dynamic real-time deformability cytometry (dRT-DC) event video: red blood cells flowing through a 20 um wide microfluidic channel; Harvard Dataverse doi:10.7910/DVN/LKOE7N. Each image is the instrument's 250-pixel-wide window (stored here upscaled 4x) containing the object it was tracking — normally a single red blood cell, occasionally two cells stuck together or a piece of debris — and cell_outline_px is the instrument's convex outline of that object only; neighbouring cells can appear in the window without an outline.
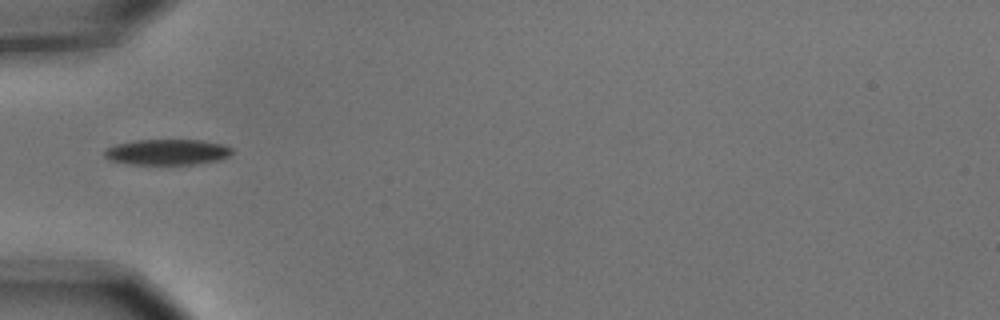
{"species": "common noctule bat (a hibernating species)", "species_latin": "Nyctalus noctula", "temperature_condition": "cold", "stored_images_in_passage": 3, "camera_frame_rate_fps": 3000, "um_per_image_px": 0.085, "animal": {"sex": "male", "body_mass_g": 15.6}, "frame": {"image": 1, "passage_image": 1, "time_ms": 0.0, "image_size_px": [1000, 320], "cell_outline_px": [[232, 152], [228, 156], [220, 160], [196, 164], [128, 164], [108, 160], [104, 156], [104, 148], [116, 144], [136, 140], [200, 140], [220, 144], [232, 148]], "centroid_in_image_um": [14.16, 12.93], "position_along_channel_um": 70.8, "area_um2": 19.13}}
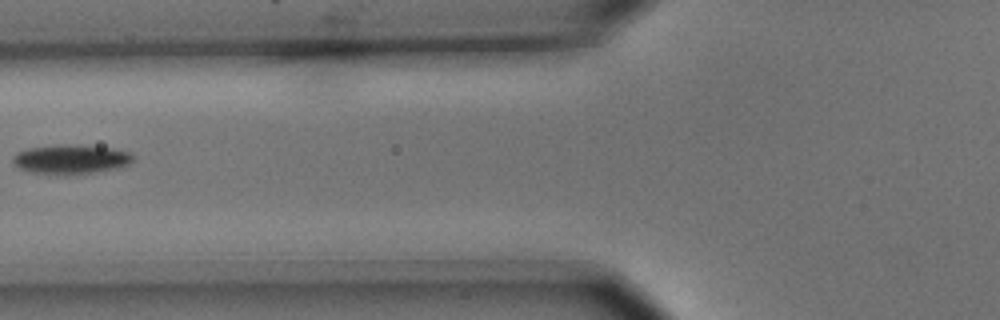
{"frame": {"image": 2, "passage_image": 2, "time_ms": 0.333, "image_size_px": [1000, 320], "cell_outline_px": [[132, 160], [128, 164], [116, 168], [76, 176], [56, 176], [32, 172], [16, 168], [12, 164], [12, 156], [16, 152], [28, 148], [56, 144], [76, 144], [112, 148], [128, 152], [132, 156]], "centroid_in_image_um": [5.92, 13.56], "position_along_channel_um": 119.9, "area_um2": 21.27}}
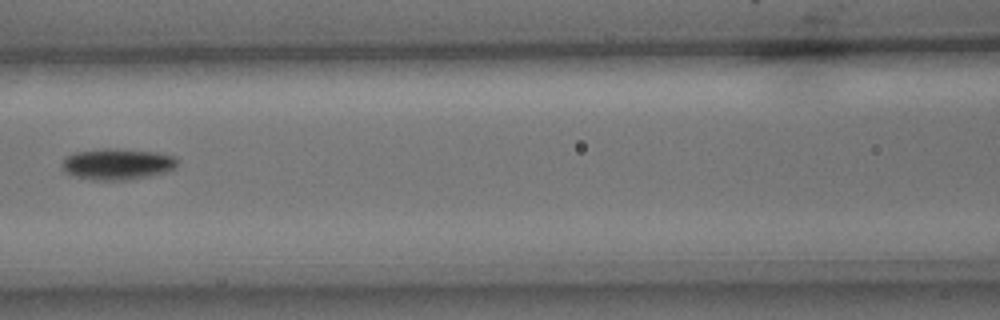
{"frame": {"image": 3, "passage_image": 3, "time_ms": 0.667, "image_size_px": [1000, 320], "cell_outline_px": [[176, 164], [172, 168], [164, 172], [148, 176], [124, 180], [100, 180], [76, 176], [64, 172], [64, 156], [76, 152], [104, 148], [116, 148], [156, 152], [172, 156], [176, 160]], "centroid_in_image_um": [9.94, 13.93], "position_along_channel_um": 156.7, "area_um2": 20.52}}